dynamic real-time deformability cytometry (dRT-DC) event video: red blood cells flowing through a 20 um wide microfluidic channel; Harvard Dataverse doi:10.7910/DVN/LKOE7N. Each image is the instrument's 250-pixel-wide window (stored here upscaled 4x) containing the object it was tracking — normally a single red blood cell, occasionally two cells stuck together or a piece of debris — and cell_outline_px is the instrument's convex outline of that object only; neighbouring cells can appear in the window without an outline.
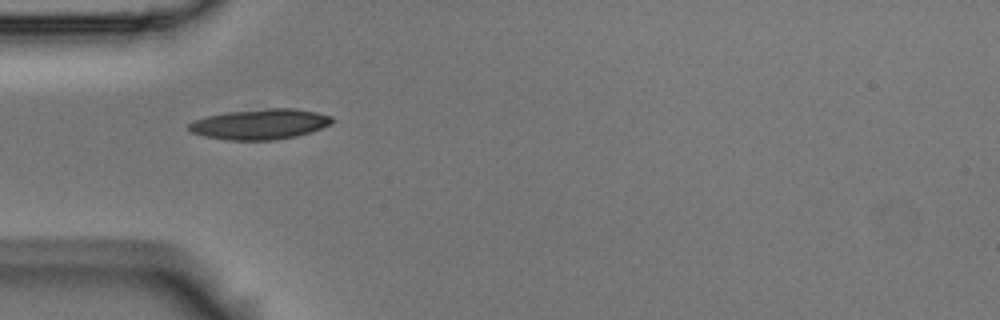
{"species": "Egyptian fruit bat (a non-hibernating species)", "species_latin": "Rousettus aegyptiacus", "temperature_condition": "room temperature", "stored_images_in_passage": 2, "camera_frame_rate_fps": 3000, "um_per_image_px": 0.085, "animal": {"sex": "male"}, "frame": {"image": 1, "passage_image": 1, "time_ms": 0.0, "image_size_px": [1000, 320], "cell_outline_px": [[332, 124], [296, 136], [276, 140], [228, 140], [204, 136], [192, 132], [188, 128], [188, 124], [196, 120], [208, 116], [228, 112], [268, 108], [292, 108], [316, 112], [332, 116]], "centroid_in_image_um": [22.11, 10.55], "position_along_channel_um": 62.9, "area_um2": 25.09}}
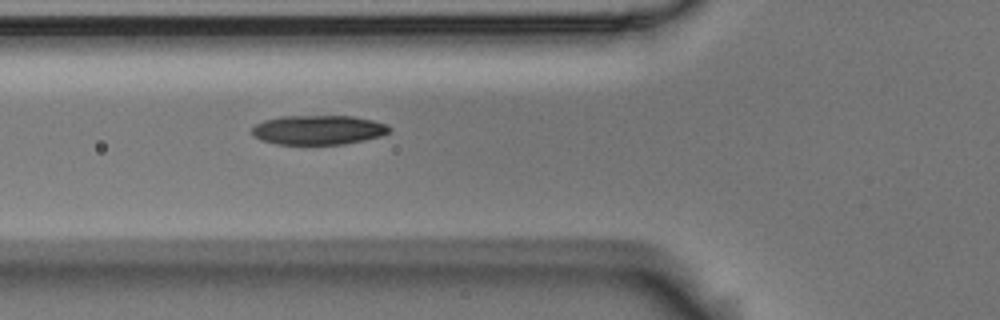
{"frame": {"image": 2, "passage_image": 2, "time_ms": 0.333, "image_size_px": [1000, 320], "cell_outline_px": [[392, 128], [388, 132], [380, 136], [364, 140], [344, 144], [276, 144], [260, 140], [252, 136], [252, 128], [256, 124], [264, 120], [280, 116], [352, 116], [372, 120], [388, 124]], "centroid_in_image_um": [27.04, 11.04], "position_along_channel_um": 98.8, "area_um2": 23.64}}